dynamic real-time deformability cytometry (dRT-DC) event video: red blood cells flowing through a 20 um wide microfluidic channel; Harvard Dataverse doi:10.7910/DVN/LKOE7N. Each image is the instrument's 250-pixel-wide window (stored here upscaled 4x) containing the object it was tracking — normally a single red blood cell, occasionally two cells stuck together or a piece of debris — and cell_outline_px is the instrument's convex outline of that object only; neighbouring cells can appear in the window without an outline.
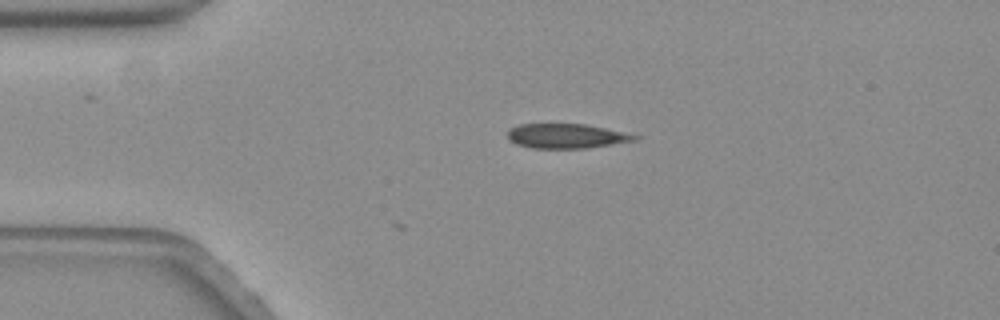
{"species": "common noctule bat (a hibernating species)", "species_latin": "Nyctalus noctula", "temperature_condition": "warm", "stored_images_in_passage": 3, "camera_frame_rate_fps": 3000, "um_per_image_px": 0.085, "animal": {"sex": "female", "body_mass_g": 19.3, "forearm_length_mm": 54.1}, "frame": {"image": 1, "passage_image": 1, "time_ms": 0.0, "image_size_px": [1000, 320], "cell_outline_px": [[640, 136], [636, 140], [588, 148], [532, 148], [516, 144], [508, 136], [508, 132], [512, 128], [520, 124], [584, 124], [604, 128]], "centroid_in_image_um": [48.14, 11.56], "position_along_channel_um": 36.9, "area_um2": 17.86}}